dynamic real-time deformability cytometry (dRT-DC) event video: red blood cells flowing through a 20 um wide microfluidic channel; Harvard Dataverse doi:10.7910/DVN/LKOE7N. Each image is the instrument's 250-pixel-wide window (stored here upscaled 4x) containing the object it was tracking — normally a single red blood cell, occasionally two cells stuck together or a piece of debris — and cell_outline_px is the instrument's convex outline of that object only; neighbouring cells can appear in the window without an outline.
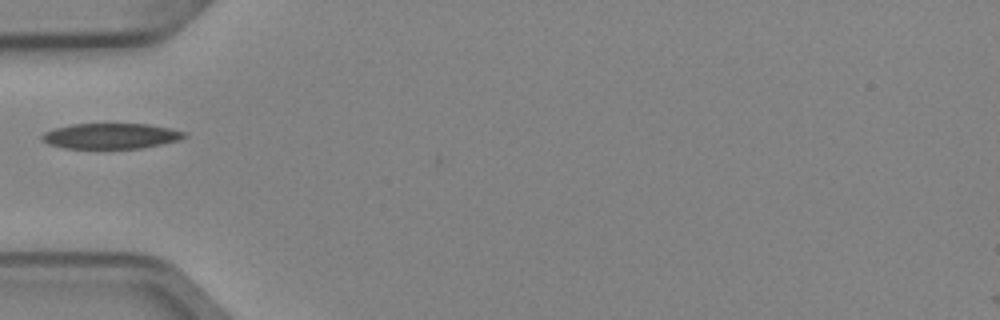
{"species": "Egyptian fruit bat (a non-hibernating species)", "species_latin": "Rousettus aegyptiacus", "temperature_condition": "cold", "stored_images_in_passage": 2, "camera_frame_rate_fps": 3000, "um_per_image_px": 0.085, "animal": {"sex": "female"}, "frame": {"image": 1, "passage_image": 2, "time_ms": 0.333, "image_size_px": [1000, 320], "cell_outline_px": [[188, 136], [176, 140], [144, 148], [64, 148], [48, 144], [40, 140], [40, 136], [44, 132], [56, 128], [72, 124], [148, 124], [168, 128], [184, 132]], "centroid_in_image_um": [9.37, 11.56], "position_along_channel_um": 75.6, "area_um2": 20.98}}